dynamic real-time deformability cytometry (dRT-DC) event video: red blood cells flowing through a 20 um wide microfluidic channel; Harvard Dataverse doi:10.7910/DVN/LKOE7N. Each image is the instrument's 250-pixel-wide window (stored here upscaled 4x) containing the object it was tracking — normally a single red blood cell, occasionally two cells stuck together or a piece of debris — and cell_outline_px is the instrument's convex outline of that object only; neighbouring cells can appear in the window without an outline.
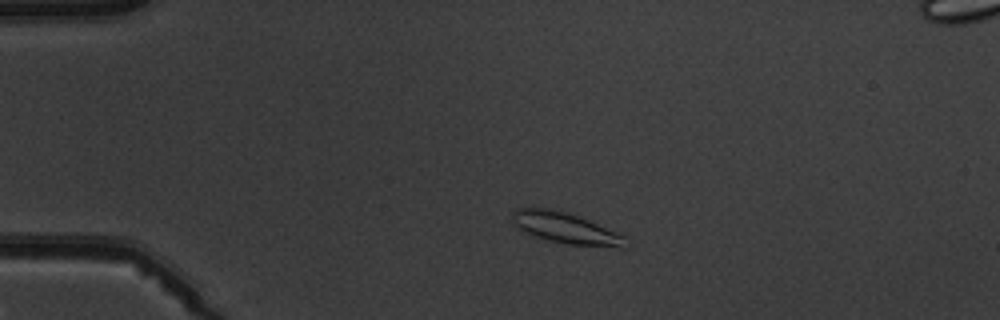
{"species": "common noctule bat (a hibernating species)", "species_latin": "Nyctalus noctula", "temperature_condition": "warm", "stored_images_in_passage": 4, "camera_frame_rate_fps": 3000, "um_per_image_px": 0.085, "animal": {"sex": "male", "body_mass_g": 19.5, "forearm_length_mm": 54.6}, "frame": {"image": 1, "passage_image": 2, "time_ms": 1.0, "image_size_px": [1000, 320], "cell_outline_px": [[624, 248], [620, 248], [568, 244], [548, 240], [536, 236], [520, 228], [512, 220], [512, 212], [516, 208], [552, 208], [588, 220], [616, 232], [624, 236]], "centroid_in_image_um": [48.07, 19.38], "position_along_channel_um": 36.9, "area_um2": 19.88}}